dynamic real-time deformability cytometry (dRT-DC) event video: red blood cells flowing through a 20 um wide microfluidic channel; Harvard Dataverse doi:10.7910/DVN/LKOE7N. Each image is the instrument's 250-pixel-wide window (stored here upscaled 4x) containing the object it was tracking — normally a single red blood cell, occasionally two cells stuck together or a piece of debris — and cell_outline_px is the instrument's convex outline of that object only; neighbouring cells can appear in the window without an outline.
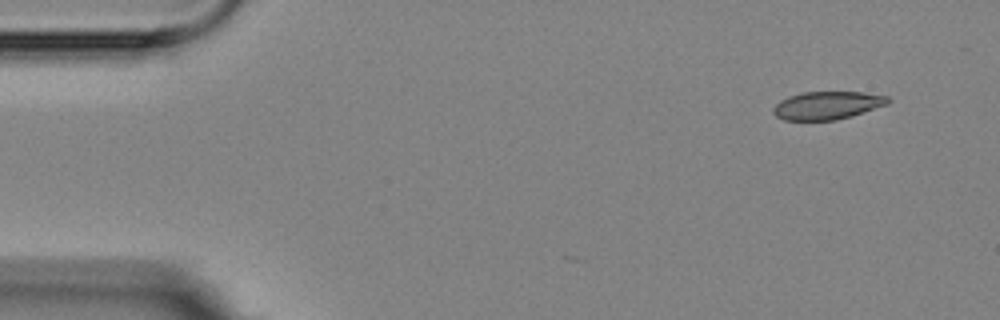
{"species": "Egyptian fruit bat (a non-hibernating species)", "species_latin": "Rousettus aegyptiacus", "temperature_condition": "room temperature", "stored_images_in_passage": 2, "camera_frame_rate_fps": 3000, "um_per_image_px": 0.085, "animal": {"sex": "female"}, "frame": {"image": 1, "passage_image": 2, "time_ms": 1.333, "image_size_px": [1000, 320], "cell_outline_px": [[892, 100], [888, 104], [852, 116], [836, 120], [784, 120], [776, 116], [772, 112], [772, 108], [780, 100], [788, 96], [804, 92], [864, 92], [888, 96]], "centroid_in_image_um": [70.33, 8.95], "position_along_channel_um": 14.7, "area_um2": 18.84}}